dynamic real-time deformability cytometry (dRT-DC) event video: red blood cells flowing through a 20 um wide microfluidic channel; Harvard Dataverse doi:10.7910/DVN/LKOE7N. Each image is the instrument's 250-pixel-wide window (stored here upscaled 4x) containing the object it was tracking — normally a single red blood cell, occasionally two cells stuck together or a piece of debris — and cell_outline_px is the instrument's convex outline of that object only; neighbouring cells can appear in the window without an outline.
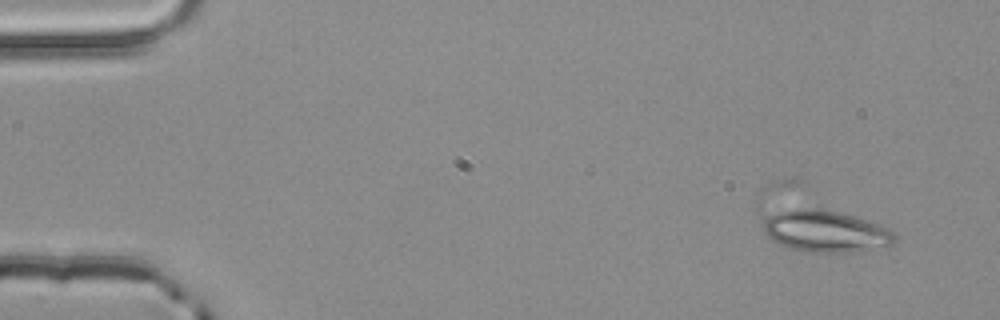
{"species": "common noctule bat (a hibernating species)", "species_latin": "Nyctalus noctula", "temperature_condition": "room temperature", "stored_images_in_passage": 4, "camera_frame_rate_fps": 3000, "um_per_image_px": 0.085, "animal": {"sex": "male", "body_mass_g": 20.4}, "frame": {"image": 1, "passage_image": 1, "time_ms": 0.0, "image_size_px": [1000, 320], "cell_outline_px": [[896, 240], [892, 244], [856, 252], [800, 252], [788, 248], [772, 240], [764, 232], [760, 224], [756, 212], [756, 204], [760, 188], [764, 184], [772, 180], [800, 176], [896, 232]], "centroid_in_image_um": [69.37, 18.66], "position_along_channel_um": 15.6, "area_um2": 50.81}}